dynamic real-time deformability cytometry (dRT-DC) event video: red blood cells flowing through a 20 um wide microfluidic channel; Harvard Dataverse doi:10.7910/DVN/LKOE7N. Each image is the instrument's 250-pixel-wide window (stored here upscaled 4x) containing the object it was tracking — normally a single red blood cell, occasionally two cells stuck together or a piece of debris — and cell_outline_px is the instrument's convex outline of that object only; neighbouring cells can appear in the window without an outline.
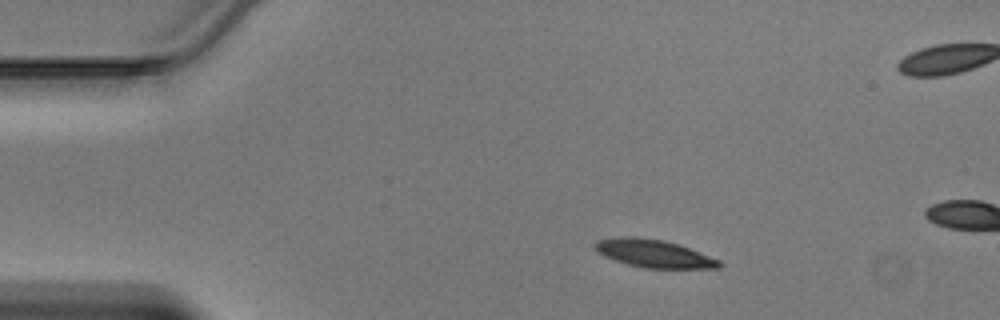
{"species": "Egyptian fruit bat (a non-hibernating species)", "species_latin": "Rousettus aegyptiacus", "temperature_condition": "warm", "stored_images_in_passage": 7, "camera_frame_rate_fps": 3000, "um_per_image_px": 0.085, "animal": {"sex": "male"}, "frame": {"image": 1, "passage_image": 1, "time_ms": 0.0, "image_size_px": [1000, 320], "cell_outline_px": [[724, 264], [720, 268], [648, 268], [628, 264], [616, 260], [600, 252], [592, 244], [596, 240], [624, 236], [632, 236], [664, 240], [688, 248], [720, 260]], "centroid_in_image_um": [55.61, 21.54], "position_along_channel_um": 29.4, "area_um2": 19.77}}